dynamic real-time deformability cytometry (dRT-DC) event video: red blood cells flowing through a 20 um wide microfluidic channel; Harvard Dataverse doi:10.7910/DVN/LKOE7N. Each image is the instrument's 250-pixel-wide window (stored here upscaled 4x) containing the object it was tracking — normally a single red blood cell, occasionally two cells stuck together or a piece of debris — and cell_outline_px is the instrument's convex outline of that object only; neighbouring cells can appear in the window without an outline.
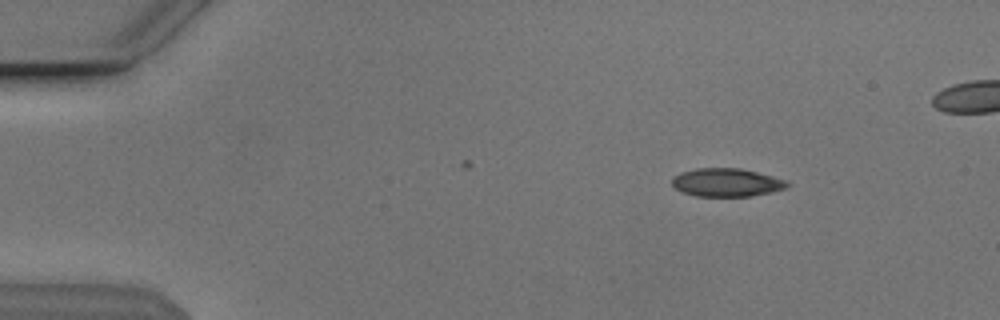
{"species": "Egyptian fruit bat (a non-hibernating species)", "species_latin": "Rousettus aegyptiacus", "temperature_condition": "cold", "stored_images_in_passage": 12, "camera_frame_rate_fps": 3000, "um_per_image_px": 0.085, "animal": {"sex": "male"}, "frame": {"image": 1, "passage_image": 8, "time_ms": 2.333, "image_size_px": [1000, 320], "cell_outline_px": [[792, 184], [784, 188], [752, 196], [696, 196], [680, 192], [672, 184], [672, 180], [680, 172], [696, 168], [740, 168], [788, 180]], "centroid_in_image_um": [61.75, 15.51], "position_along_channel_um": 23.2, "area_um2": 18.9}}